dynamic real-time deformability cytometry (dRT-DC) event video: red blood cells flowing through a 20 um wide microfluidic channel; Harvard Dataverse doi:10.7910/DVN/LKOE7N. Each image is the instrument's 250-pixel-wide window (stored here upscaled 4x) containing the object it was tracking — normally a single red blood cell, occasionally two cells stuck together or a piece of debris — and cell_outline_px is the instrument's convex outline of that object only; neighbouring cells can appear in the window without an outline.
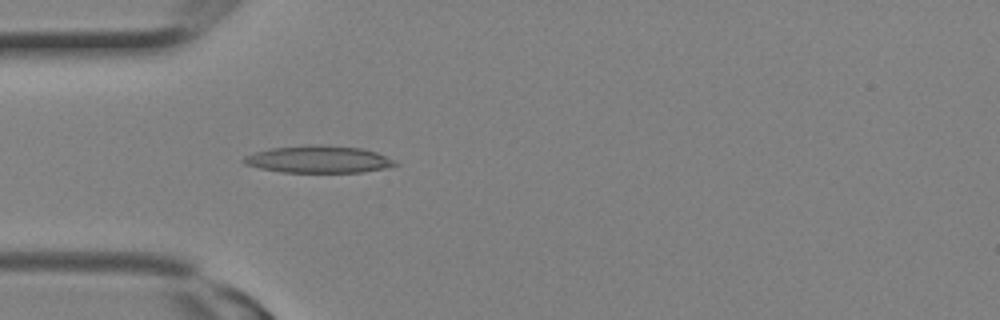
{"species": "Egyptian fruit bat (a non-hibernating species)", "species_latin": "Rousettus aegyptiacus", "temperature_condition": "room temperature", "stored_images_in_passage": 2, "camera_frame_rate_fps": 3000, "um_per_image_px": 0.085, "animal": {"sex": "female"}, "frame": {"image": 1, "passage_image": 2, "time_ms": 0.333, "image_size_px": [1000, 320], "cell_outline_px": [[400, 164], [388, 168], [364, 172], [280, 172], [260, 168], [244, 164], [240, 160], [244, 156], [256, 152], [272, 148], [360, 148], [376, 152], [396, 160]], "centroid_in_image_um": [27.12, 13.61], "position_along_channel_um": 57.9, "area_um2": 22.77}}